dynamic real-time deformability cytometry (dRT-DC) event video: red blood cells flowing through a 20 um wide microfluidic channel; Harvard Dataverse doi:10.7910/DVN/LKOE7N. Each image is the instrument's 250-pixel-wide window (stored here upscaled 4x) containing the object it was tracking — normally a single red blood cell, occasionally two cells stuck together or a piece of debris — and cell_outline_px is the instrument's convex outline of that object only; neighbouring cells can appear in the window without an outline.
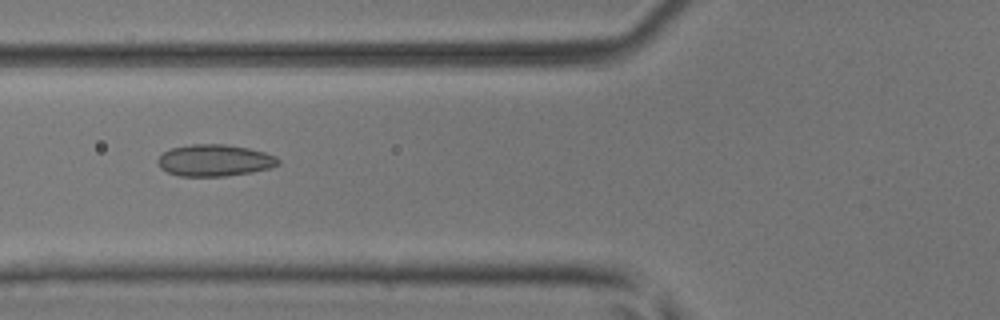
{"species": "common noctule bat (a hibernating species)", "species_latin": "Nyctalus noctula", "temperature_condition": "room temperature", "stored_images_in_passage": 6, "camera_frame_rate_fps": 3000, "um_per_image_px": 0.085, "animal": {"sex": "male", "body_mass_g": 17.9, "forearm_length_mm": 54.2}, "frame": {"image": 1, "passage_image": 6, "time_ms": 1.667, "image_size_px": [1000, 320], "cell_outline_px": [[280, 164], [272, 168], [252, 172], [224, 176], [180, 176], [168, 172], [160, 168], [156, 160], [164, 152], [172, 148], [192, 144], [224, 144], [248, 148], [264, 152], [276, 156], [280, 160]], "centroid_in_image_um": [18.26, 13.63], "position_along_channel_um": 107.5, "area_um2": 22.31}}